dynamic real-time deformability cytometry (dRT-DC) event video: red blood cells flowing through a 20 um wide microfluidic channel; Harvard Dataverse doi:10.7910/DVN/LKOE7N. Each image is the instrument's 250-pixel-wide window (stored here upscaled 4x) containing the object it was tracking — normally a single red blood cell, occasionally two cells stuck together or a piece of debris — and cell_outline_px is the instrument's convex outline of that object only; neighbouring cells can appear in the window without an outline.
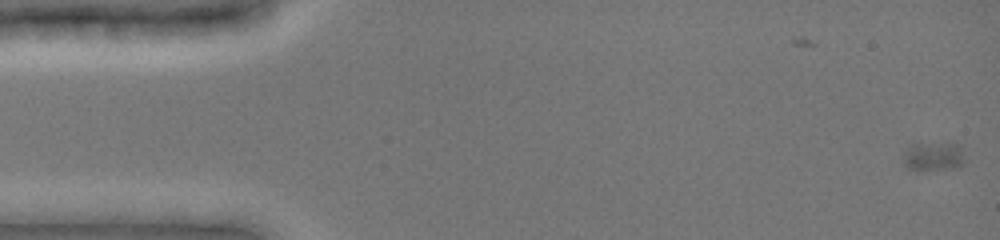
{"species": "common noctule bat (a hibernating species)", "species_latin": "Nyctalus noctula", "temperature_condition": "cold", "stored_images_in_passage": 65, "segment_of_instrument_passage": [1, 2], "camera_frame_rate_fps": 3000, "um_per_image_px": 0.085, "animal": {"sex": "female", "body_mass_g": 19.0, "forearm_length_mm": 51.5}, "frame": {"image": 1, "passage_image": 1, "time_ms": 0.0, "image_size_px": [1000, 240], "cell_outline_px": [[964, 164], [956, 168], [920, 172], [908, 168], [904, 164], [904, 160], [908, 148], [912, 140], [956, 144], [960, 148], [964, 160]], "centroid_in_image_um": [79.3, 13.28], "position_along_channel_um": 5.7, "area_um2": 10.92}}
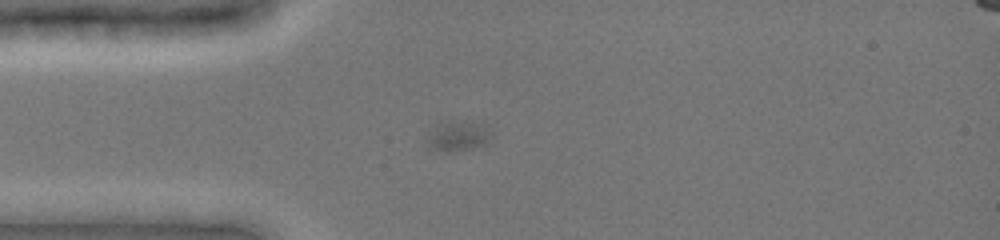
{"frame": {"image": 2, "passage_image": 17, "time_ms": 5.333, "image_size_px": [1000, 240], "cell_outline_px": [[492, 136], [484, 144], [472, 148], [448, 152], [436, 148], [428, 144], [428, 140], [440, 124], [448, 120], [480, 124]], "centroid_in_image_um": [38.98, 11.57], "position_along_channel_um": 46.0, "area_um2": 10.23}}